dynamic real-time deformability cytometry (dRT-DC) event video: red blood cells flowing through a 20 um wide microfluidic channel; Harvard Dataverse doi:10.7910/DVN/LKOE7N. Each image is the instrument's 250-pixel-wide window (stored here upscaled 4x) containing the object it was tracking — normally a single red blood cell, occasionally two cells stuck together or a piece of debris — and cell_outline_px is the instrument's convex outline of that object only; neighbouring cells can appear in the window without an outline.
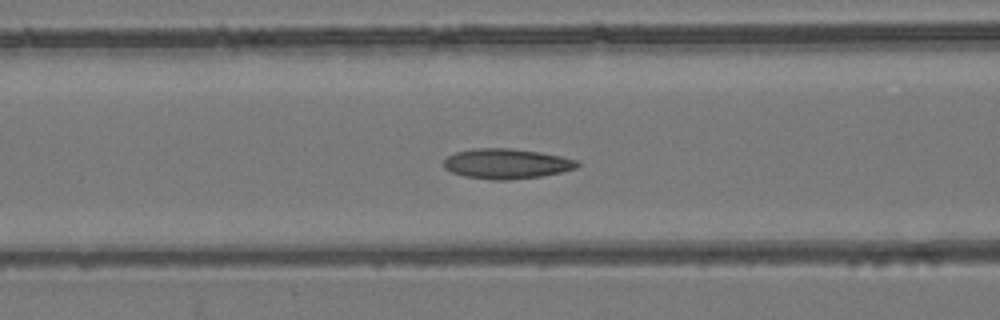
{"species": "common noctule bat (a hibernating species)", "species_latin": "Nyctalus noctula", "temperature_condition": "room temperature", "stored_images_in_passage": 47, "camera_frame_rate_fps": 3000, "um_per_image_px": 0.085, "animal": {"sex": "female", "body_mass_g": 24.6, "forearm_length_mm": 56.2}, "frame": {"image": 1, "passage_image": 21, "time_ms": 6.667, "image_size_px": [1000, 320], "cell_outline_px": [[580, 164], [576, 168], [560, 172], [540, 176], [508, 180], [492, 180], [464, 176], [452, 172], [444, 168], [444, 160], [448, 156], [456, 152], [472, 148], [512, 148], [540, 152], [580, 160]], "centroid_in_image_um": [43.06, 13.91], "position_along_channel_um": 123.5, "area_um2": 23.47}}
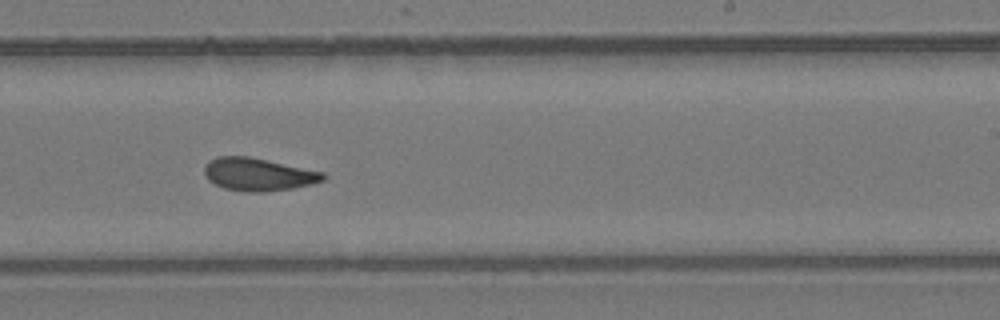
{"frame": {"image": 2, "passage_image": 32, "time_ms": 10.333, "image_size_px": [1000, 320], "cell_outline_px": [[328, 176], [324, 180], [312, 184], [292, 188], [264, 192], [248, 192], [224, 188], [208, 180], [204, 172], [204, 164], [208, 160], [216, 156], [248, 156], [268, 160], [324, 172]], "centroid_in_image_um": [21.94, 14.81], "position_along_channel_um": 267.1, "area_um2": 22.83}}
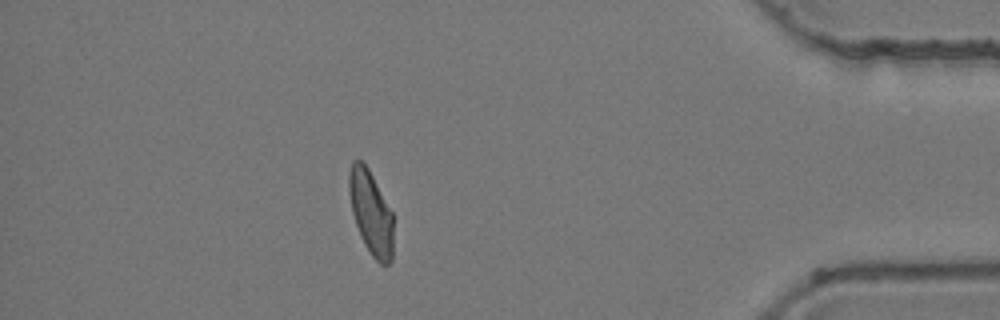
{"frame": {"image": 3, "passage_image": 46, "time_ms": 15.0, "image_size_px": [1000, 320], "cell_outline_px": [[392, 260], [388, 264], [380, 264], [372, 256], [364, 244], [360, 236], [352, 212], [348, 192], [348, 176], [352, 160], [360, 160], [368, 168], [392, 212]], "centroid_in_image_um": [31.5, 18.07], "position_along_channel_um": 403.7, "area_um2": 21.5}}